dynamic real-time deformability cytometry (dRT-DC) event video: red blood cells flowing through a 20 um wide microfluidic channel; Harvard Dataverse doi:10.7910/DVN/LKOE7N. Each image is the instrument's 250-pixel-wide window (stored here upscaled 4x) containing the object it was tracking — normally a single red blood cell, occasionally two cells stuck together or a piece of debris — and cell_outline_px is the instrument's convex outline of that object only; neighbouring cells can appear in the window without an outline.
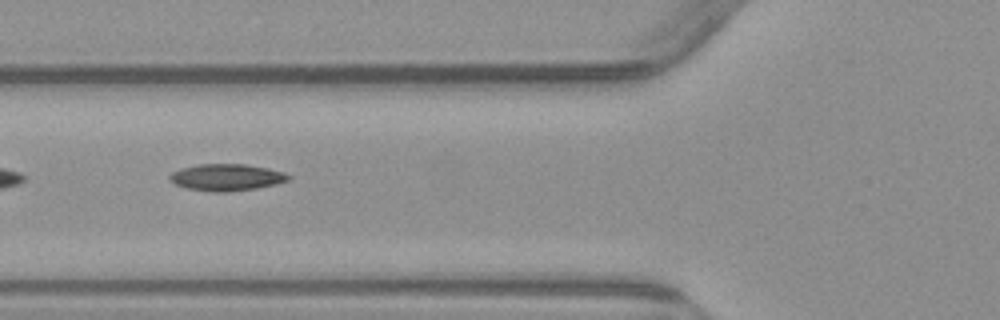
{"species": "common noctule bat (a hibernating species)", "species_latin": "Nyctalus noctula", "temperature_condition": "warm", "stored_images_in_passage": 5, "camera_frame_rate_fps": 3000, "um_per_image_px": 0.085, "animal": {"sex": "male", "body_mass_g": 23.1, "forearm_length_mm": 52.7}, "frame": {"image": 1, "passage_image": 4, "time_ms": 4.333, "image_size_px": [1000, 320], "cell_outline_px": [[292, 176], [288, 180], [276, 184], [256, 188], [228, 192], [212, 192], [188, 188], [176, 184], [168, 180], [168, 176], [172, 172], [180, 168], [196, 164], [244, 164], [268, 168], [284, 172]], "centroid_in_image_um": [19.24, 15.07], "position_along_channel_um": 106.6, "area_um2": 18.61}}
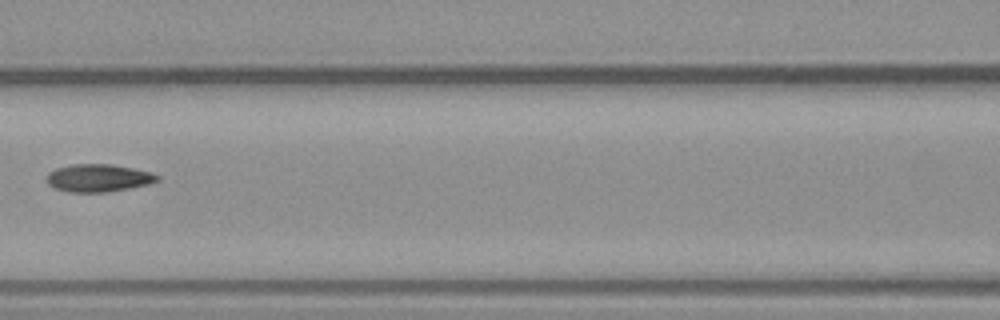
{"frame": {"image": 2, "passage_image": 5, "time_ms": 5.667, "image_size_px": [1000, 320], "cell_outline_px": [[160, 180], [148, 184], [128, 188], [104, 192], [72, 192], [56, 188], [48, 184], [48, 172], [56, 168], [72, 164], [112, 164], [152, 172], [160, 176]], "centroid_in_image_um": [8.39, 15.11], "position_along_channel_um": 158.2, "area_um2": 17.69}}